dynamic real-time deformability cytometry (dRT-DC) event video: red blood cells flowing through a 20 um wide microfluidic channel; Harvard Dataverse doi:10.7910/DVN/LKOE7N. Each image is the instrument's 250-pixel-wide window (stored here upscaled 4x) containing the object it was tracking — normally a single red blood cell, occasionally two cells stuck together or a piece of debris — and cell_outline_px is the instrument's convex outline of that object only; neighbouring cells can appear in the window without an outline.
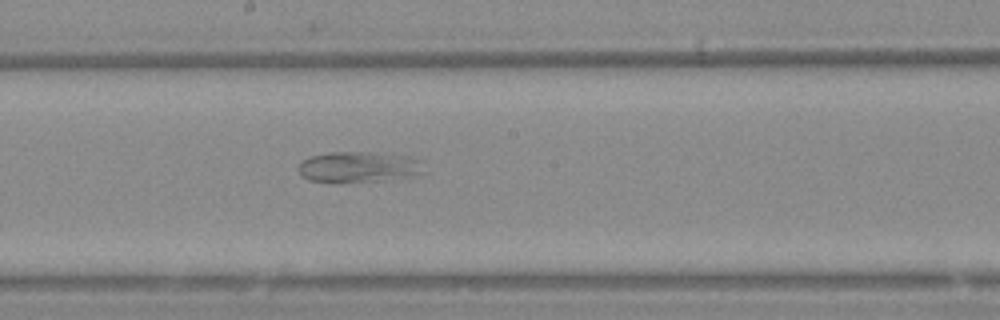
{"species": "Egyptian fruit bat (a non-hibernating species)", "species_latin": "Rousettus aegyptiacus", "temperature_condition": "warm", "stored_images_in_passage": 57, "camera_frame_rate_fps": 3000, "um_per_image_px": 0.085, "animal": {"sex": "female"}, "frame": {"image": 1, "passage_image": 32, "time_ms": 10.333, "image_size_px": [1000, 320], "cell_outline_px": [[424, 172], [408, 176], [384, 180], [308, 180], [300, 176], [296, 168], [308, 156], [328, 152], [368, 152], [408, 156], [424, 160]], "centroid_in_image_um": [30.49, 14.15], "position_along_channel_um": 217.7, "area_um2": 22.08}}
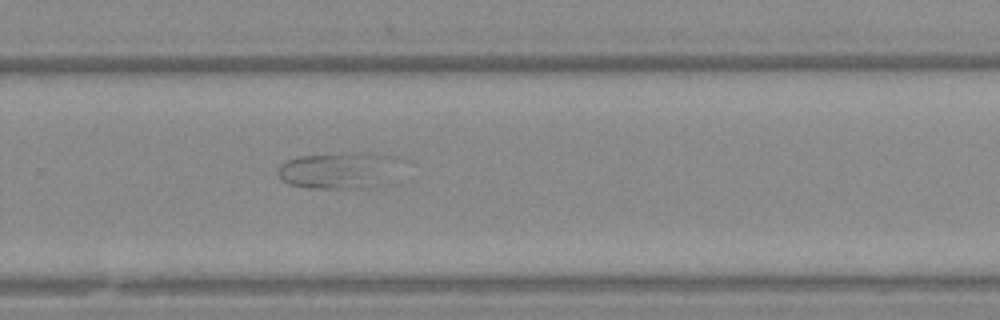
{"frame": {"image": 2, "passage_image": 39, "time_ms": 12.667, "image_size_px": [1000, 320], "cell_outline_px": [[388, 156], [364, 188], [308, 188], [288, 184], [276, 172], [280, 164], [296, 156], [340, 152], [360, 152]], "centroid_in_image_um": [28.16, 14.44], "position_along_channel_um": 301.6, "area_um2": 22.77}}
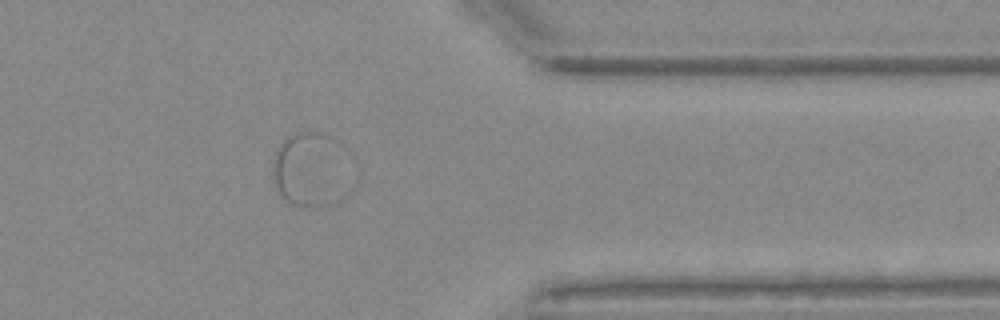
{"frame": {"image": 3, "passage_image": 47, "time_ms": 15.333, "image_size_px": [1000, 320], "cell_outline_px": [[356, 160], [340, 200], [336, 204], [324, 208], [304, 208], [292, 204], [280, 192], [272, 176], [272, 160], [276, 148], [288, 136], [296, 132], [324, 132], [344, 144], [356, 156]], "centroid_in_image_um": [26.54, 14.38], "position_along_channel_um": 384.9, "area_um2": 36.07}}